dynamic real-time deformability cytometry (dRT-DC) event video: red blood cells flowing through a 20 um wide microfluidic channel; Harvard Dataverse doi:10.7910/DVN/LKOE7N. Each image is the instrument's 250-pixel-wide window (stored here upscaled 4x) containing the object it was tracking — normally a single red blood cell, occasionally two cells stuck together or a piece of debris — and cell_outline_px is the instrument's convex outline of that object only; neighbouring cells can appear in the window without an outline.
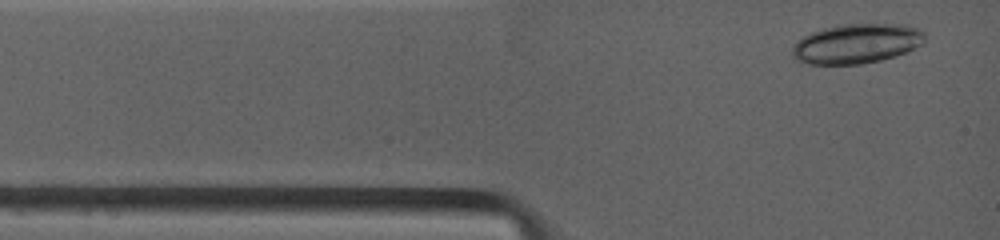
{"species": "common noctule bat (a hibernating species)", "species_latin": "Nyctalus noctula", "temperature_condition": "warm", "stored_images_in_passage": 3, "camera_frame_rate_fps": 4500, "um_per_image_px": 0.085, "animal": {"sex": "female", "body_mass_g": 19.0, "forearm_length_mm": 53.3}, "frame": {"image": 1, "passage_image": 1, "time_ms": 0.0, "image_size_px": [1000, 240], "cell_outline_px": [[924, 36], [920, 44], [904, 52], [880, 60], [860, 64], [808, 64], [792, 56], [792, 48], [804, 36], [812, 32], [832, 28], [856, 24], [876, 24], [916, 28], [924, 32]], "centroid_in_image_um": [72.76, 3.74], "position_along_channel_um": 12.2, "area_um2": 29.19}}